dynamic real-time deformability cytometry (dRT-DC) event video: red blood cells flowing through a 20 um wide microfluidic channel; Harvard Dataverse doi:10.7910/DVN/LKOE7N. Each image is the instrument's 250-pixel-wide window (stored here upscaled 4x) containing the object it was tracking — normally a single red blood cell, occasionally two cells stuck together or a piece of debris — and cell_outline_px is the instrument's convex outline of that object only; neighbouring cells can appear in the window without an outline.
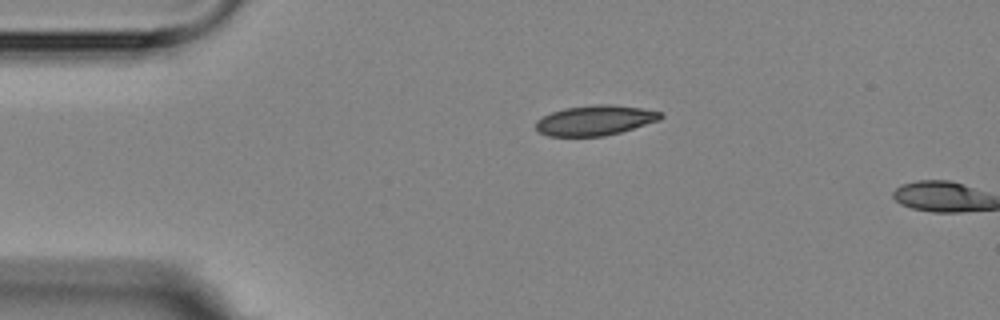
{"species": "Egyptian fruit bat (a non-hibernating species)", "species_latin": "Rousettus aegyptiacus", "temperature_condition": "room temperature", "stored_images_in_passage": 2, "camera_frame_rate_fps": 3000, "um_per_image_px": 0.085, "animal": {"sex": "female"}, "frame": {"image": 1, "passage_image": 1, "time_ms": 0.0, "image_size_px": [1000, 320], "cell_outline_px": [[664, 116], [660, 120], [620, 132], [604, 136], [548, 136], [540, 132], [536, 128], [536, 120], [552, 112], [564, 108], [596, 104], [612, 104], [644, 108], [664, 112]], "centroid_in_image_um": [50.63, 10.22], "position_along_channel_um": 34.4, "area_um2": 21.96}}